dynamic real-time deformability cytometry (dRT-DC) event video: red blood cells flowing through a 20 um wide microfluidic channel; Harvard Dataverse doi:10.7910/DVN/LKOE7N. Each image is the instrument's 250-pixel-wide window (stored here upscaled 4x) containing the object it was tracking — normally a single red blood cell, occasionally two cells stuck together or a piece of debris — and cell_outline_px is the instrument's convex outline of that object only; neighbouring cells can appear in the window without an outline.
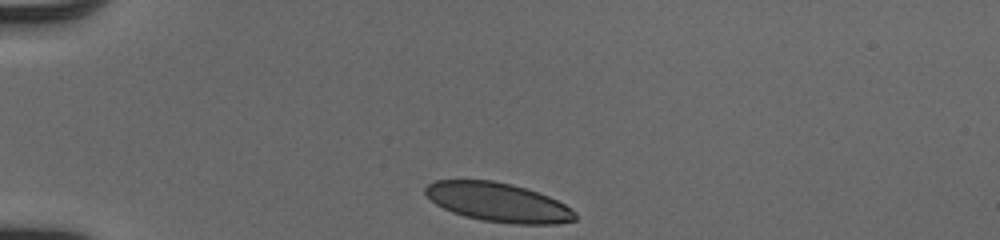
{"species": "human", "species_latin": "Homo sapiens", "temperature_condition": "cold", "stored_images_in_passage": 32, "camera_frame_rate_fps": 3000, "um_per_image_px": 0.085, "donor": {"sex": "male"}, "frame": {"image": 1, "passage_image": 1, "time_ms": 0.0, "image_size_px": [1000, 240], "cell_outline_px": [[576, 220], [556, 224], [512, 224], [480, 220], [464, 216], [452, 212], [436, 204], [424, 192], [424, 188], [428, 184], [436, 180], [492, 180], [512, 184], [548, 196], [572, 208], [576, 212]], "centroid_in_image_um": [42.35, 17.2], "position_along_channel_um": 42.7, "area_um2": 34.04}}
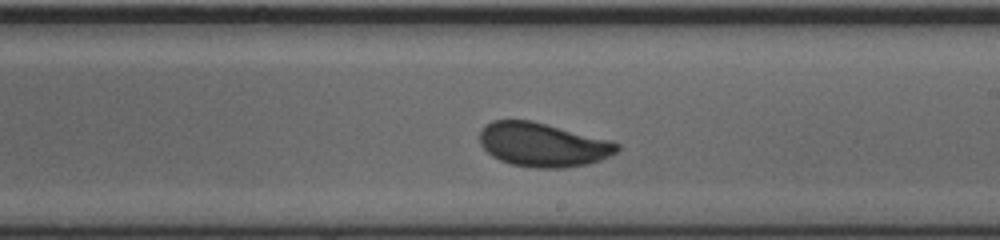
{"frame": {"image": 2, "passage_image": 19, "time_ms": 6.0, "image_size_px": [1000, 240], "cell_outline_px": [[620, 148], [616, 152], [600, 160], [588, 164], [564, 168], [536, 168], [512, 164], [500, 160], [492, 156], [480, 144], [480, 132], [492, 120], [532, 120], [612, 140], [620, 144]], "centroid_in_image_um": [46.17, 12.3], "position_along_channel_um": 242.8, "area_um2": 35.2}}
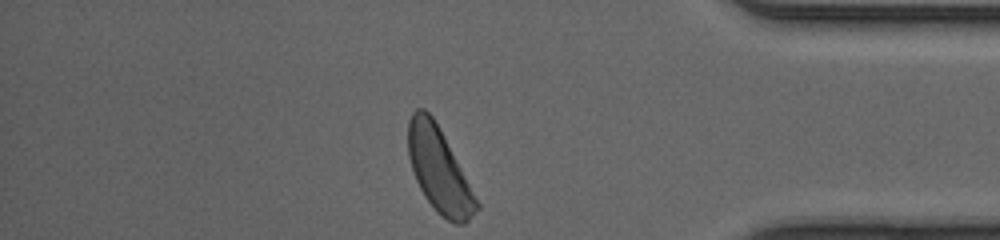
{"frame": {"image": 3, "passage_image": 32, "time_ms": 10.333, "image_size_px": [1000, 240], "cell_outline_px": [[480, 208], [464, 224], [456, 224], [448, 220], [436, 212], [424, 196], [416, 180], [408, 156], [408, 120], [412, 112], [416, 108], [424, 108], [432, 116], [480, 204]], "centroid_in_image_um": [37.3, 14.47], "position_along_channel_um": 397.9, "area_um2": 33.0}, "authors_computed_cell_mechanics": {"area_um2": 34.5355, "velocity_mm_per_s": 4.08, "shape_relaxation_time_tau1_ms": 4.1903, "shape_relaxation_time_tau2_ms": null, "deformation_change_tau1": 0.1562, "deformation_change_tau2": null}}